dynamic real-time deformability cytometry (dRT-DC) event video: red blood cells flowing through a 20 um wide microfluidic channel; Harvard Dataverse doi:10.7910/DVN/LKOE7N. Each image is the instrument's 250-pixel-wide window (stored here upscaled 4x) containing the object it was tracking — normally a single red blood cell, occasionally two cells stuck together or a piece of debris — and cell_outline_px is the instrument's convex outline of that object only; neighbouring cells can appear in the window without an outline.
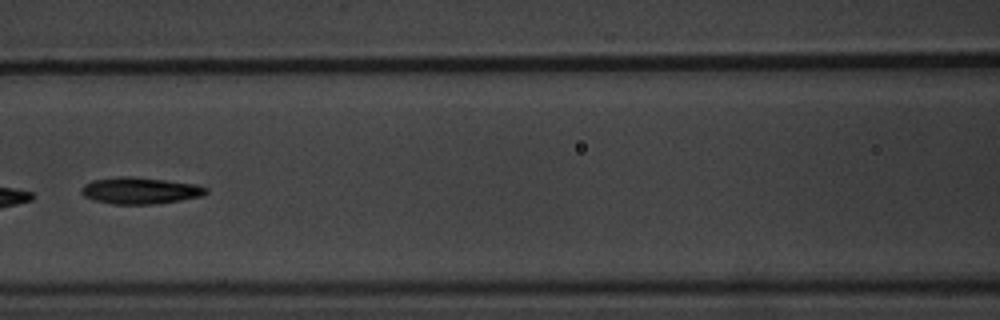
{"species": "common noctule bat (a hibernating species)", "species_latin": "Nyctalus noctula", "temperature_condition": "warm", "stored_images_in_passage": 11, "camera_frame_rate_fps": 3000, "um_per_image_px": 0.085, "animal": {"sex": "male", "body_mass_g": 20.1, "forearm_length_mm": 53.5}, "frame": {"image": 1, "passage_image": 7, "time_ms": 8.333, "image_size_px": [1000, 320], "cell_outline_px": [[208, 192], [200, 196], [180, 200], [152, 204], [112, 204], [92, 200], [84, 196], [80, 192], [80, 188], [84, 184], [92, 180], [120, 176], [132, 176], [196, 184], [208, 188]], "centroid_in_image_um": [11.85, 16.2], "position_along_channel_um": 154.7, "area_um2": 19.36}}
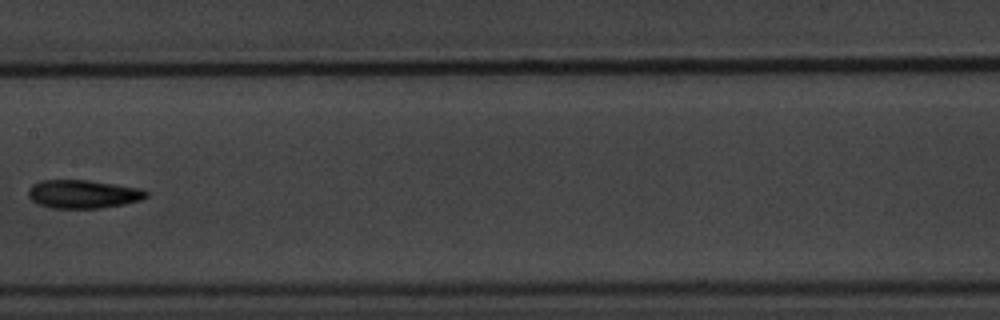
{"frame": {"image": 2, "passage_image": 8, "time_ms": 9.667, "image_size_px": [1000, 320], "cell_outline_px": [[148, 196], [140, 200], [124, 204], [100, 208], [48, 208], [36, 204], [28, 196], [28, 188], [32, 184], [40, 180], [88, 180], [140, 188], [148, 192]], "centroid_in_image_um": [7.02, 16.5], "position_along_channel_um": 200.4, "area_um2": 19.65}}